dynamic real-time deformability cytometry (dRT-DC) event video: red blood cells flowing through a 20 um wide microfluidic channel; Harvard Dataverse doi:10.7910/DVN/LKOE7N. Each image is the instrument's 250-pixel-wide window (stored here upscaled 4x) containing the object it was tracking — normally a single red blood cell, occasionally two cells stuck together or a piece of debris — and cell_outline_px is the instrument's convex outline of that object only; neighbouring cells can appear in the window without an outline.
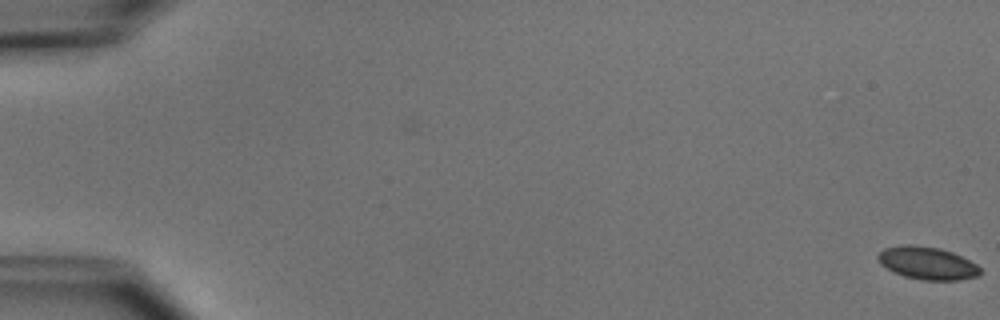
{"species": "common noctule bat (a hibernating species)", "species_latin": "Nyctalus noctula", "temperature_condition": "cold", "stored_images_in_passage": 5, "camera_frame_rate_fps": 3000, "um_per_image_px": 0.085, "animal": {"sex": "male", "body_mass_g": 15.6}, "frame": {"image": 1, "passage_image": 1, "time_ms": 0.0, "image_size_px": [1000, 320], "cell_outline_px": [[980, 272], [976, 276], [956, 280], [920, 280], [904, 276], [880, 264], [876, 256], [884, 248], [904, 244], [908, 244], [940, 248], [952, 252], [976, 264], [980, 268]], "centroid_in_image_um": [78.79, 22.36], "position_along_channel_um": 6.2, "area_um2": 19.25}}
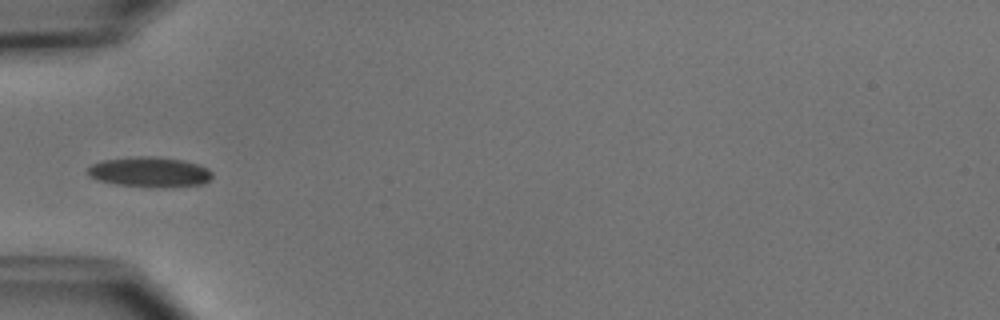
{"frame": {"image": 2, "passage_image": 5, "time_ms": 6.0, "image_size_px": [1000, 320], "cell_outline_px": [[212, 176], [204, 184], [168, 188], [160, 188], [116, 184], [100, 180], [92, 176], [88, 172], [88, 168], [92, 164], [104, 160], [140, 156], [156, 156], [184, 160], [208, 168], [212, 172]], "centroid_in_image_um": [12.79, 14.63], "position_along_channel_um": 72.2, "area_um2": 21.85}}